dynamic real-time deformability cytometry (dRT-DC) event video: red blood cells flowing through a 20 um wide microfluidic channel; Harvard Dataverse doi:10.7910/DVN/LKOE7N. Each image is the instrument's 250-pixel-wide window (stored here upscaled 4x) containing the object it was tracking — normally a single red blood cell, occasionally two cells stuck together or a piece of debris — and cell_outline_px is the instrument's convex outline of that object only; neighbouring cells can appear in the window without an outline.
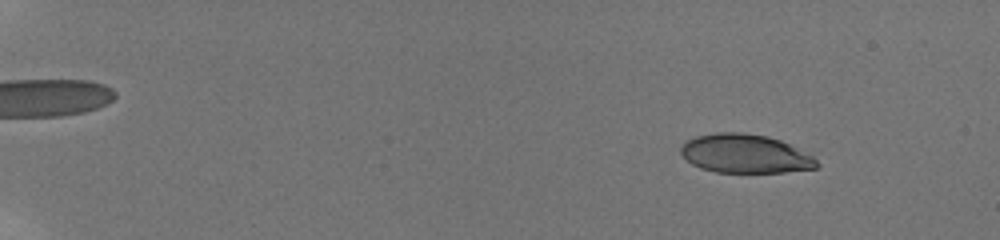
{"species": "human", "species_latin": "Homo sapiens", "temperature_condition": "room temperature", "stored_images_in_passage": 106, "camera_frame_rate_fps": 3000, "um_per_image_px": 0.085, "donor": {"sex": "male"}, "frame": {"image": 1, "passage_image": 12, "time_ms": 2.667, "image_size_px": [1000, 240], "cell_outline_px": [[820, 164], [816, 168], [784, 172], [716, 172], [700, 168], [692, 164], [680, 152], [680, 148], [688, 140], [696, 136], [716, 132], [744, 132], [768, 136], [780, 140], [812, 156]], "centroid_in_image_um": [63.32, 13.06], "position_along_channel_um": 21.7, "area_um2": 30.52}}
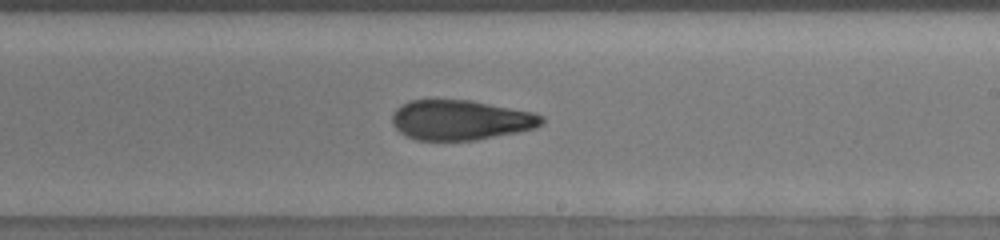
{"frame": {"image": 2, "passage_image": 83, "time_ms": 13.0, "image_size_px": [1000, 240], "cell_outline_px": [[544, 124], [536, 128], [520, 132], [476, 140], [416, 140], [404, 136], [392, 124], [392, 116], [396, 108], [412, 100], [472, 100], [532, 112], [544, 116]], "centroid_in_image_um": [39.18, 10.21], "position_along_channel_um": 249.8, "area_um2": 35.03}}
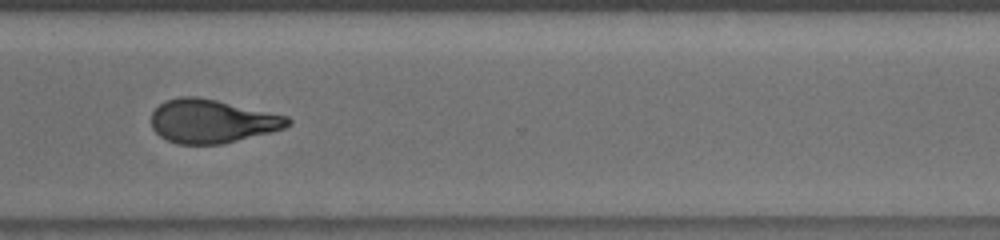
{"frame": {"image": 3, "passage_image": 95, "time_ms": 15.667, "image_size_px": [1000, 240], "cell_outline_px": [[292, 124], [284, 128], [272, 132], [220, 144], [180, 144], [168, 140], [160, 136], [152, 128], [152, 112], [160, 104], [168, 100], [180, 96], [196, 96], [216, 100], [288, 116], [292, 120]], "centroid_in_image_um": [18.04, 10.3], "position_along_channel_um": 352.6, "area_um2": 34.45}, "authors_computed_cell_mechanics": {"area_um2": 34.2176, "velocity_mm_per_s": 3.8517, "shape_relaxation_time_tau1_ms": null, "shape_relaxation_time_tau2_ms": 1.9478, "deformation_change_tau1": null, "deformation_change_tau2": 0.0908}}